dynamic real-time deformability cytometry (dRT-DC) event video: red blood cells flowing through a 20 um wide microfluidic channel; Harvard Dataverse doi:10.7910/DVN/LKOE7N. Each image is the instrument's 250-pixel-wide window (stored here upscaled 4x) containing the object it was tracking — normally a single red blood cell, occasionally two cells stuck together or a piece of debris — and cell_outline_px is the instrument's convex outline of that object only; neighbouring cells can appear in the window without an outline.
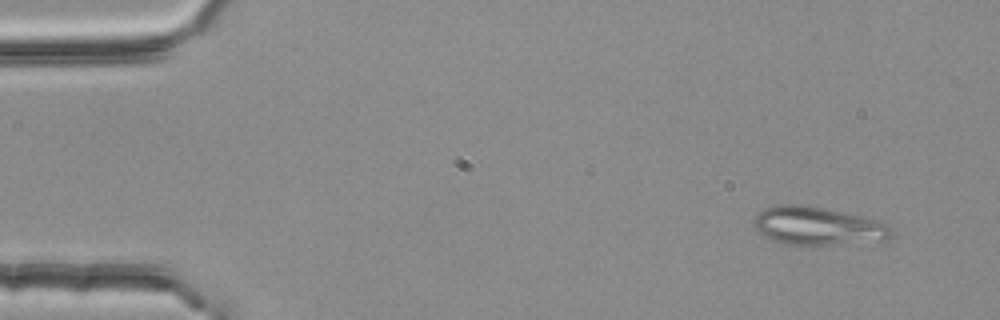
{"species": "common noctule bat (a hibernating species)", "species_latin": "Nyctalus noctula", "temperature_condition": "room temperature", "stored_images_in_passage": 4, "segment_of_instrument_passage": [2, 2], "camera_frame_rate_fps": 3000, "um_per_image_px": 0.085, "animal": {"sex": "female", "body_mass_g": 25.1}, "frame": {"image": 1, "passage_image": 4, "time_ms": 1.0, "image_size_px": [1000, 320], "cell_outline_px": [[892, 236], [888, 240], [828, 244], [784, 244], [772, 240], [764, 236], [756, 228], [756, 216], [764, 208], [780, 204], [800, 204], [868, 216], [888, 224], [892, 232]], "centroid_in_image_um": [69.56, 19.19], "position_along_channel_um": 15.4, "area_um2": 30.4}}